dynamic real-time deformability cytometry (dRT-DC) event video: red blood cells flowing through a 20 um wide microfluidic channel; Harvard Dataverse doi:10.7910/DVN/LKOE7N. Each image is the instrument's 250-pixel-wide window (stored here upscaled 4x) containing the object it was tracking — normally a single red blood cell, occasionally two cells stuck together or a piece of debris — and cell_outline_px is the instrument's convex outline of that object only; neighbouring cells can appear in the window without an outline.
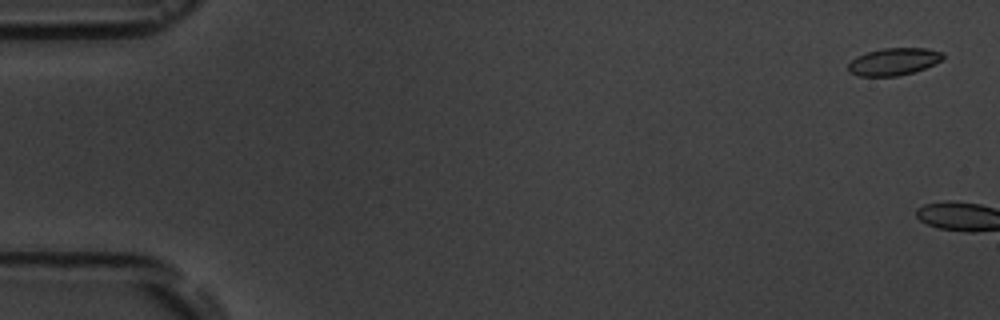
{"species": "common noctule bat (a hibernating species)", "species_latin": "Nyctalus noctula", "temperature_condition": "room temperature", "stored_images_in_passage": 2, "camera_frame_rate_fps": 3000, "um_per_image_px": 0.085, "animal": {"sex": "male", "body_mass_g": 19.5, "forearm_length_mm": 54.6}, "frame": {"image": 1, "passage_image": 1, "time_ms": 0.0, "image_size_px": [1000, 320], "cell_outline_px": [[944, 56], [940, 60], [924, 68], [912, 72], [896, 76], [860, 76], [848, 72], [848, 64], [856, 56], [868, 52], [884, 48], [928, 48], [944, 52]], "centroid_in_image_um": [75.95, 5.23], "position_along_channel_um": 9.1, "area_um2": 14.91}}